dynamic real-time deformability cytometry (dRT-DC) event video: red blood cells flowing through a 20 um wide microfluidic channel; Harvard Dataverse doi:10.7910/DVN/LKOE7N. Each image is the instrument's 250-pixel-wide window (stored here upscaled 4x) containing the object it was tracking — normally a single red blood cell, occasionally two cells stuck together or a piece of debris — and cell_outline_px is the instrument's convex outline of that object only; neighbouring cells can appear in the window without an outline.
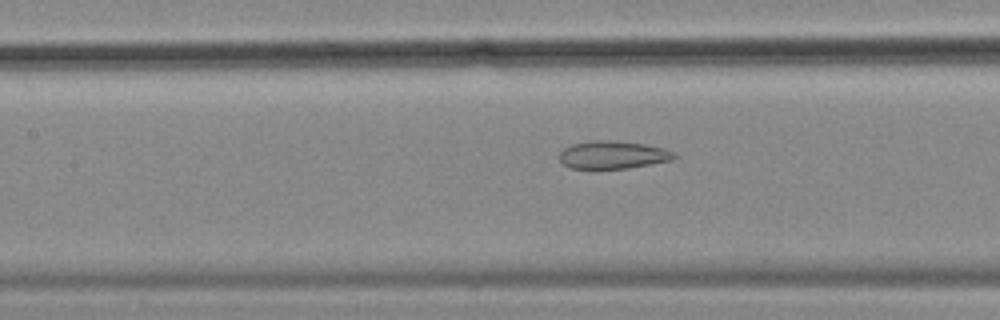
{"species": "common noctule bat (a hibernating species)", "species_latin": "Nyctalus noctula", "temperature_condition": "cold", "stored_images_in_passage": 36, "camera_frame_rate_fps": 3000, "um_per_image_px": 0.085, "animal": {"sex": "female", "body_mass_g": 18.4}, "frame": {"image": 1, "passage_image": 15, "time_ms": 4.667, "image_size_px": [1000, 320], "cell_outline_px": [[676, 156], [672, 160], [628, 168], [568, 168], [560, 160], [560, 152], [564, 148], [572, 144], [592, 140], [608, 140], [644, 144], [664, 148], [672, 152]], "centroid_in_image_um": [52.07, 13.16], "position_along_channel_um": 155.3, "area_um2": 18.38}}
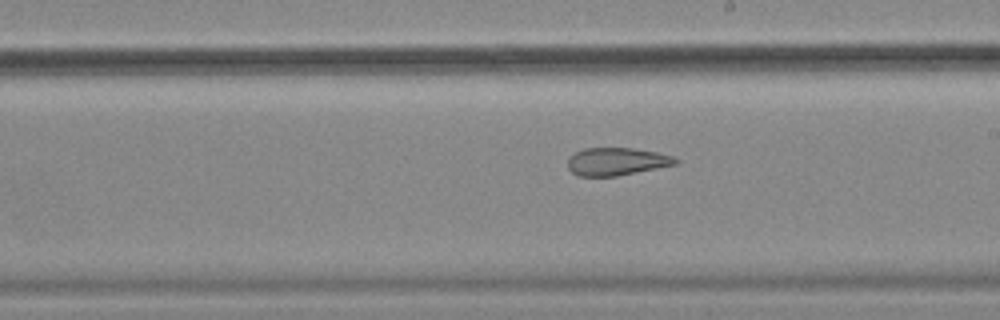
{"frame": {"image": 2, "passage_image": 22, "time_ms": 7.0, "image_size_px": [1000, 320], "cell_outline_px": [[680, 164], [616, 176], [580, 176], [572, 172], [568, 168], [568, 160], [576, 152], [584, 148], [632, 148], [656, 152], [672, 156], [680, 160]], "centroid_in_image_um": [52.46, 13.73], "position_along_channel_um": 236.5, "area_um2": 17.4}}
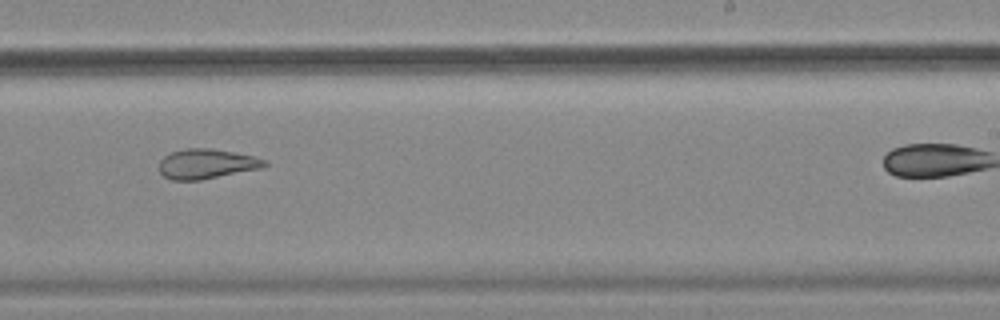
{"frame": {"image": 3, "passage_image": 25, "time_ms": 8.0, "image_size_px": [1000, 320], "cell_outline_px": [[268, 164], [264, 168], [200, 180], [172, 180], [164, 176], [160, 172], [160, 160], [164, 156], [172, 152], [184, 148], [212, 148], [252, 156], [268, 160]], "centroid_in_image_um": [17.59, 13.93], "position_along_channel_um": 271.4, "area_um2": 18.38}}